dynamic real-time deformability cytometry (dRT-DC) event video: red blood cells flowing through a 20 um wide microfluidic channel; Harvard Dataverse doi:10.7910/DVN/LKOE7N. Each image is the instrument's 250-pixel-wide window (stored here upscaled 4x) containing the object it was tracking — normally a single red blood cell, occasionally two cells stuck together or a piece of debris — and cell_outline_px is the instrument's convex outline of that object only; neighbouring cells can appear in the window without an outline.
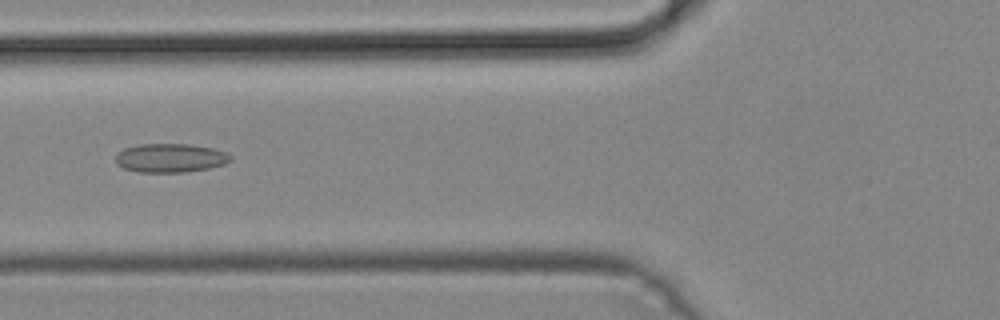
{"species": "common noctule bat (a hibernating species)", "species_latin": "Nyctalus noctula", "temperature_condition": "cold", "stored_images_in_passage": 48, "segment_of_instrument_passage": [1, 2], "camera_frame_rate_fps": 3000, "um_per_image_px": 0.085, "animal": {"sex": "male", "body_mass_g": 19.2, "forearm_length_mm": 51.8}, "frame": {"image": 1, "passage_image": 17, "time_ms": 5.333, "image_size_px": [1000, 320], "cell_outline_px": [[232, 160], [224, 164], [208, 168], [184, 172], [140, 172], [124, 168], [116, 164], [116, 152], [124, 148], [140, 144], [192, 144], [212, 148], [224, 152], [232, 156]], "centroid_in_image_um": [14.46, 13.42], "position_along_channel_um": 111.3, "area_um2": 19.31}}
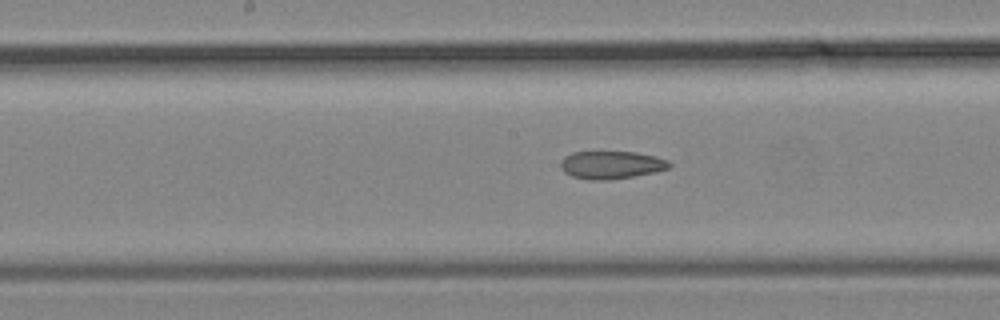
{"frame": {"image": 2, "passage_image": 23, "time_ms": 7.333, "image_size_px": [1000, 320], "cell_outline_px": [[672, 164], [668, 168], [656, 172], [608, 180], [588, 180], [572, 176], [564, 172], [560, 168], [560, 164], [564, 156], [572, 152], [636, 152], [656, 156], [668, 160]], "centroid_in_image_um": [51.95, 14.01], "position_along_channel_um": 196.2, "area_um2": 17.69}}
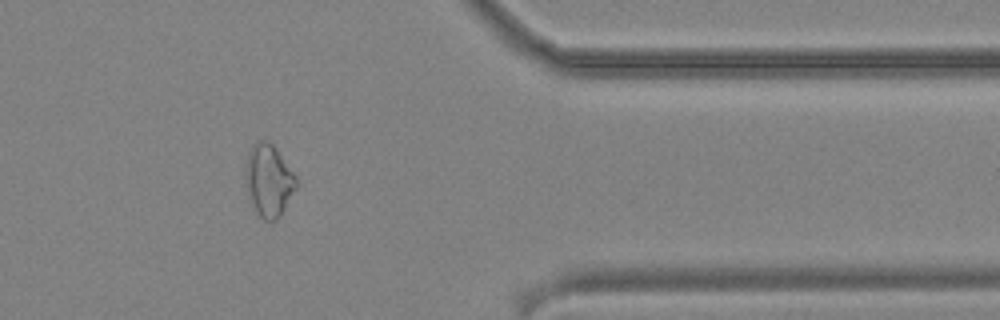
{"frame": {"image": 3, "passage_image": 38, "time_ms": 12.333, "image_size_px": [1000, 320], "cell_outline_px": [[300, 184], [280, 216], [276, 220], [264, 220], [256, 212], [248, 196], [244, 180], [244, 168], [248, 152], [252, 144], [256, 140], [268, 140], [276, 148], [296, 176]], "centroid_in_image_um": [22.83, 15.32], "position_along_channel_um": 388.6, "area_um2": 21.91}}